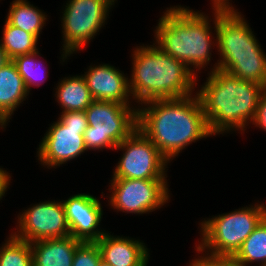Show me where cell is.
<instances>
[{
	"label": "cell",
	"instance_id": "obj_24",
	"mask_svg": "<svg viewBox=\"0 0 266 266\" xmlns=\"http://www.w3.org/2000/svg\"><path fill=\"white\" fill-rule=\"evenodd\" d=\"M100 249L96 242H82L74 253L72 266H98Z\"/></svg>",
	"mask_w": 266,
	"mask_h": 266
},
{
	"label": "cell",
	"instance_id": "obj_21",
	"mask_svg": "<svg viewBox=\"0 0 266 266\" xmlns=\"http://www.w3.org/2000/svg\"><path fill=\"white\" fill-rule=\"evenodd\" d=\"M2 34L0 45L10 60L39 50L37 46L39 39L35 35L9 24L6 20Z\"/></svg>",
	"mask_w": 266,
	"mask_h": 266
},
{
	"label": "cell",
	"instance_id": "obj_9",
	"mask_svg": "<svg viewBox=\"0 0 266 266\" xmlns=\"http://www.w3.org/2000/svg\"><path fill=\"white\" fill-rule=\"evenodd\" d=\"M87 126L84 111L62 112L57 121L50 124L39 143V164L54 169L88 151L83 136Z\"/></svg>",
	"mask_w": 266,
	"mask_h": 266
},
{
	"label": "cell",
	"instance_id": "obj_18",
	"mask_svg": "<svg viewBox=\"0 0 266 266\" xmlns=\"http://www.w3.org/2000/svg\"><path fill=\"white\" fill-rule=\"evenodd\" d=\"M54 95L62 112L85 111L93 101L82 74L61 78Z\"/></svg>",
	"mask_w": 266,
	"mask_h": 266
},
{
	"label": "cell",
	"instance_id": "obj_11",
	"mask_svg": "<svg viewBox=\"0 0 266 266\" xmlns=\"http://www.w3.org/2000/svg\"><path fill=\"white\" fill-rule=\"evenodd\" d=\"M108 205L122 213L147 214L170 202L167 179H111Z\"/></svg>",
	"mask_w": 266,
	"mask_h": 266
},
{
	"label": "cell",
	"instance_id": "obj_5",
	"mask_svg": "<svg viewBox=\"0 0 266 266\" xmlns=\"http://www.w3.org/2000/svg\"><path fill=\"white\" fill-rule=\"evenodd\" d=\"M234 7L216 6V52L220 57L210 72L222 70L266 87V53L243 14Z\"/></svg>",
	"mask_w": 266,
	"mask_h": 266
},
{
	"label": "cell",
	"instance_id": "obj_14",
	"mask_svg": "<svg viewBox=\"0 0 266 266\" xmlns=\"http://www.w3.org/2000/svg\"><path fill=\"white\" fill-rule=\"evenodd\" d=\"M82 74L93 100L131 104L128 76L109 64H93Z\"/></svg>",
	"mask_w": 266,
	"mask_h": 266
},
{
	"label": "cell",
	"instance_id": "obj_4",
	"mask_svg": "<svg viewBox=\"0 0 266 266\" xmlns=\"http://www.w3.org/2000/svg\"><path fill=\"white\" fill-rule=\"evenodd\" d=\"M142 45L132 50V73L128 78L131 97L138 106L150 100L183 98L195 93L199 79L185 63L155 43Z\"/></svg>",
	"mask_w": 266,
	"mask_h": 266
},
{
	"label": "cell",
	"instance_id": "obj_26",
	"mask_svg": "<svg viewBox=\"0 0 266 266\" xmlns=\"http://www.w3.org/2000/svg\"><path fill=\"white\" fill-rule=\"evenodd\" d=\"M252 125L266 131V91L261 95Z\"/></svg>",
	"mask_w": 266,
	"mask_h": 266
},
{
	"label": "cell",
	"instance_id": "obj_30",
	"mask_svg": "<svg viewBox=\"0 0 266 266\" xmlns=\"http://www.w3.org/2000/svg\"><path fill=\"white\" fill-rule=\"evenodd\" d=\"M98 266H110L108 263L104 262L103 260H101L99 262V265Z\"/></svg>",
	"mask_w": 266,
	"mask_h": 266
},
{
	"label": "cell",
	"instance_id": "obj_12",
	"mask_svg": "<svg viewBox=\"0 0 266 266\" xmlns=\"http://www.w3.org/2000/svg\"><path fill=\"white\" fill-rule=\"evenodd\" d=\"M16 229L11 231L17 239L29 243L71 235L63 202L58 200L33 204L19 213Z\"/></svg>",
	"mask_w": 266,
	"mask_h": 266
},
{
	"label": "cell",
	"instance_id": "obj_20",
	"mask_svg": "<svg viewBox=\"0 0 266 266\" xmlns=\"http://www.w3.org/2000/svg\"><path fill=\"white\" fill-rule=\"evenodd\" d=\"M233 258L240 266H250L254 263L266 266V216L243 242Z\"/></svg>",
	"mask_w": 266,
	"mask_h": 266
},
{
	"label": "cell",
	"instance_id": "obj_19",
	"mask_svg": "<svg viewBox=\"0 0 266 266\" xmlns=\"http://www.w3.org/2000/svg\"><path fill=\"white\" fill-rule=\"evenodd\" d=\"M9 7L5 20L39 39L48 19L46 13L30 4L28 0H13Z\"/></svg>",
	"mask_w": 266,
	"mask_h": 266
},
{
	"label": "cell",
	"instance_id": "obj_13",
	"mask_svg": "<svg viewBox=\"0 0 266 266\" xmlns=\"http://www.w3.org/2000/svg\"><path fill=\"white\" fill-rule=\"evenodd\" d=\"M71 236L81 242H96L107 231L100 228L103 206L95 196L78 193L63 200Z\"/></svg>",
	"mask_w": 266,
	"mask_h": 266
},
{
	"label": "cell",
	"instance_id": "obj_22",
	"mask_svg": "<svg viewBox=\"0 0 266 266\" xmlns=\"http://www.w3.org/2000/svg\"><path fill=\"white\" fill-rule=\"evenodd\" d=\"M39 52L38 50L37 52L17 56L12 59L29 93L33 86L40 87L47 79L46 77H48L47 71H45L46 67L42 69L43 63L39 59L41 56Z\"/></svg>",
	"mask_w": 266,
	"mask_h": 266
},
{
	"label": "cell",
	"instance_id": "obj_29",
	"mask_svg": "<svg viewBox=\"0 0 266 266\" xmlns=\"http://www.w3.org/2000/svg\"><path fill=\"white\" fill-rule=\"evenodd\" d=\"M231 0H215V6H232Z\"/></svg>",
	"mask_w": 266,
	"mask_h": 266
},
{
	"label": "cell",
	"instance_id": "obj_25",
	"mask_svg": "<svg viewBox=\"0 0 266 266\" xmlns=\"http://www.w3.org/2000/svg\"><path fill=\"white\" fill-rule=\"evenodd\" d=\"M195 247L197 253H201L202 256L198 254V257L194 258L188 266H240L231 256H216L204 253L198 246Z\"/></svg>",
	"mask_w": 266,
	"mask_h": 266
},
{
	"label": "cell",
	"instance_id": "obj_6",
	"mask_svg": "<svg viewBox=\"0 0 266 266\" xmlns=\"http://www.w3.org/2000/svg\"><path fill=\"white\" fill-rule=\"evenodd\" d=\"M266 216V204L254 203L200 222V242L203 252L233 257L243 242Z\"/></svg>",
	"mask_w": 266,
	"mask_h": 266
},
{
	"label": "cell",
	"instance_id": "obj_7",
	"mask_svg": "<svg viewBox=\"0 0 266 266\" xmlns=\"http://www.w3.org/2000/svg\"><path fill=\"white\" fill-rule=\"evenodd\" d=\"M88 126L83 134L87 150L115 149L138 127L137 106L93 100L84 111Z\"/></svg>",
	"mask_w": 266,
	"mask_h": 266
},
{
	"label": "cell",
	"instance_id": "obj_1",
	"mask_svg": "<svg viewBox=\"0 0 266 266\" xmlns=\"http://www.w3.org/2000/svg\"><path fill=\"white\" fill-rule=\"evenodd\" d=\"M137 120V129L170 163L193 142L213 136L197 93L147 101L137 107Z\"/></svg>",
	"mask_w": 266,
	"mask_h": 266
},
{
	"label": "cell",
	"instance_id": "obj_28",
	"mask_svg": "<svg viewBox=\"0 0 266 266\" xmlns=\"http://www.w3.org/2000/svg\"><path fill=\"white\" fill-rule=\"evenodd\" d=\"M9 61H10V59H9L7 53L5 52V50L0 45V68H2Z\"/></svg>",
	"mask_w": 266,
	"mask_h": 266
},
{
	"label": "cell",
	"instance_id": "obj_17",
	"mask_svg": "<svg viewBox=\"0 0 266 266\" xmlns=\"http://www.w3.org/2000/svg\"><path fill=\"white\" fill-rule=\"evenodd\" d=\"M81 243L71 235L31 242L33 266H72Z\"/></svg>",
	"mask_w": 266,
	"mask_h": 266
},
{
	"label": "cell",
	"instance_id": "obj_31",
	"mask_svg": "<svg viewBox=\"0 0 266 266\" xmlns=\"http://www.w3.org/2000/svg\"><path fill=\"white\" fill-rule=\"evenodd\" d=\"M211 1H212V3H213V4L211 3V5H215V0H211Z\"/></svg>",
	"mask_w": 266,
	"mask_h": 266
},
{
	"label": "cell",
	"instance_id": "obj_16",
	"mask_svg": "<svg viewBox=\"0 0 266 266\" xmlns=\"http://www.w3.org/2000/svg\"><path fill=\"white\" fill-rule=\"evenodd\" d=\"M29 96L23 78L12 60L0 68V128H6L14 111Z\"/></svg>",
	"mask_w": 266,
	"mask_h": 266
},
{
	"label": "cell",
	"instance_id": "obj_10",
	"mask_svg": "<svg viewBox=\"0 0 266 266\" xmlns=\"http://www.w3.org/2000/svg\"><path fill=\"white\" fill-rule=\"evenodd\" d=\"M114 150L123 151L112 179H166L170 163L139 129L119 143Z\"/></svg>",
	"mask_w": 266,
	"mask_h": 266
},
{
	"label": "cell",
	"instance_id": "obj_15",
	"mask_svg": "<svg viewBox=\"0 0 266 266\" xmlns=\"http://www.w3.org/2000/svg\"><path fill=\"white\" fill-rule=\"evenodd\" d=\"M139 239L115 236L107 231L96 241L101 260L110 266H147L150 250Z\"/></svg>",
	"mask_w": 266,
	"mask_h": 266
},
{
	"label": "cell",
	"instance_id": "obj_3",
	"mask_svg": "<svg viewBox=\"0 0 266 266\" xmlns=\"http://www.w3.org/2000/svg\"><path fill=\"white\" fill-rule=\"evenodd\" d=\"M166 9L153 32L154 43L165 53L185 63L198 76L199 71L211 62L212 47L217 46L214 36L216 6L212 5V19L205 12L181 5Z\"/></svg>",
	"mask_w": 266,
	"mask_h": 266
},
{
	"label": "cell",
	"instance_id": "obj_2",
	"mask_svg": "<svg viewBox=\"0 0 266 266\" xmlns=\"http://www.w3.org/2000/svg\"><path fill=\"white\" fill-rule=\"evenodd\" d=\"M207 76L196 93L210 133L215 137L232 131L242 134L254 121L259 99L266 87L218 69Z\"/></svg>",
	"mask_w": 266,
	"mask_h": 266
},
{
	"label": "cell",
	"instance_id": "obj_27",
	"mask_svg": "<svg viewBox=\"0 0 266 266\" xmlns=\"http://www.w3.org/2000/svg\"><path fill=\"white\" fill-rule=\"evenodd\" d=\"M9 174L10 173L7 172L4 168L0 167V201L5 196V192H7L10 187V178L12 176Z\"/></svg>",
	"mask_w": 266,
	"mask_h": 266
},
{
	"label": "cell",
	"instance_id": "obj_8",
	"mask_svg": "<svg viewBox=\"0 0 266 266\" xmlns=\"http://www.w3.org/2000/svg\"><path fill=\"white\" fill-rule=\"evenodd\" d=\"M117 0H67L63 9L61 58L64 62L79 53L100 32Z\"/></svg>",
	"mask_w": 266,
	"mask_h": 266
},
{
	"label": "cell",
	"instance_id": "obj_23",
	"mask_svg": "<svg viewBox=\"0 0 266 266\" xmlns=\"http://www.w3.org/2000/svg\"><path fill=\"white\" fill-rule=\"evenodd\" d=\"M0 266H33L31 244L10 234L0 247Z\"/></svg>",
	"mask_w": 266,
	"mask_h": 266
}]
</instances>
